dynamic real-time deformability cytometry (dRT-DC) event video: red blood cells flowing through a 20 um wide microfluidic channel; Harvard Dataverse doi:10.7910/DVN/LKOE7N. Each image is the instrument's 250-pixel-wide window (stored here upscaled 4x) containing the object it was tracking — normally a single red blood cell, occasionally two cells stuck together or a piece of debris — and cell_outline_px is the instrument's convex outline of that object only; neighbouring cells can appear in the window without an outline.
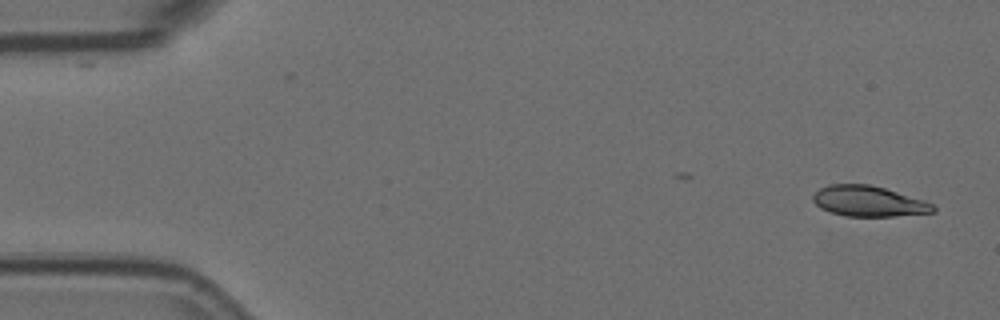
{"species": "Egyptian fruit bat (a non-hibernating species)", "species_latin": "Rousettus aegyptiacus", "temperature_condition": "room temperature", "stored_images_in_passage": 2, "camera_frame_rate_fps": 3000, "um_per_image_px": 0.085, "animal": {"sex": "female"}, "frame": {"image": 1, "passage_image": 2, "time_ms": 0.333, "image_size_px": [1000, 320], "cell_outline_px": [[936, 212], [896, 216], [844, 216], [820, 208], [812, 200], [812, 196], [820, 188], [828, 184], [868, 184], [884, 188], [924, 200], [932, 204], [936, 208]], "centroid_in_image_um": [73.83, 17.11], "position_along_channel_um": 11.2, "area_um2": 21.33}}